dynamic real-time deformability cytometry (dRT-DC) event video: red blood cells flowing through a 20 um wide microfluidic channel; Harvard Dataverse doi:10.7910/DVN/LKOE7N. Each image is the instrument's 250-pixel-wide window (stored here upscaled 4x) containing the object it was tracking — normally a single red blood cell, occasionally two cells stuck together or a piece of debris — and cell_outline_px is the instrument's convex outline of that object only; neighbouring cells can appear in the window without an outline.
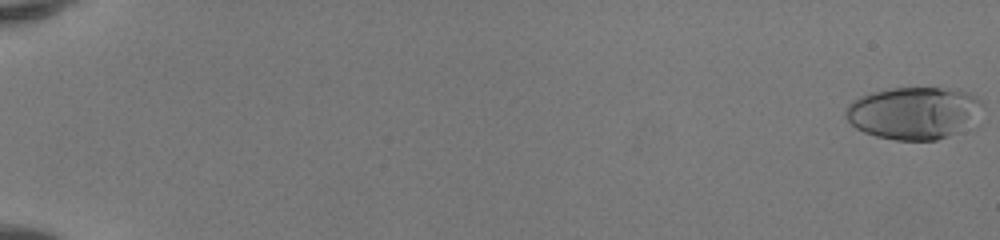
{"species": "human", "species_latin": "Homo sapiens", "temperature_condition": "room temperature", "stored_images_in_passage": 52, "camera_frame_rate_fps": 3000, "um_per_image_px": 0.085, "donor": {"sex": "female"}, "frame": {"image": 1, "passage_image": 1, "time_ms": 0.0, "image_size_px": [1000, 240], "cell_outline_px": [[984, 104], [948, 136], [936, 140], [896, 140], [876, 136], [864, 132], [856, 128], [848, 120], [844, 112], [848, 104], [852, 100], [860, 96], [872, 92], [892, 88], [956, 88], [968, 92], [976, 96]], "centroid_in_image_um": [77.54, 9.56], "position_along_channel_um": 7.5, "area_um2": 40.63}}
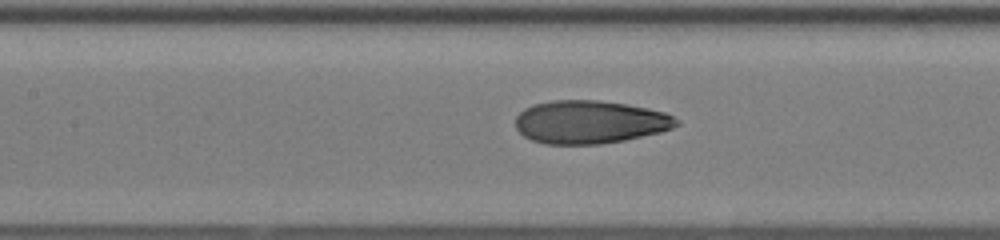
{"frame": {"image": 2, "passage_image": 27, "time_ms": 8.667, "image_size_px": [1000, 240], "cell_outline_px": [[680, 124], [672, 128], [660, 132], [624, 140], [600, 144], [544, 144], [532, 140], [524, 136], [516, 128], [516, 116], [524, 108], [532, 104], [552, 100], [600, 100], [624, 104], [664, 112], [680, 120]], "centroid_in_image_um": [50.11, 10.37], "position_along_channel_um": 157.3, "area_um2": 40.4}}
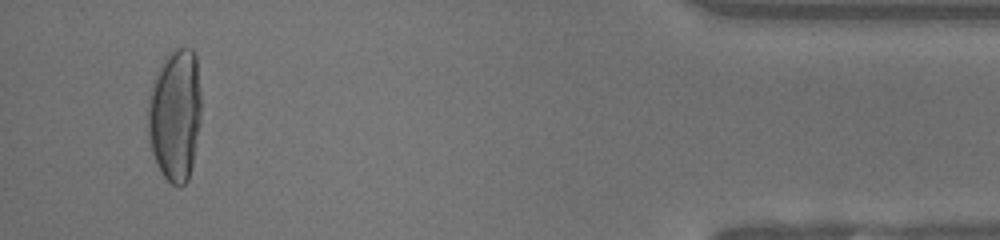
{"frame": {"image": 3, "passage_image": 50, "time_ms": 16.333, "image_size_px": [1000, 240], "cell_outline_px": [[200, 124], [192, 164], [188, 180], [180, 188], [172, 184], [160, 172], [156, 164], [148, 140], [148, 96], [152, 80], [164, 56], [172, 48], [192, 48], [196, 52], [200, 88]], "centroid_in_image_um": [14.87, 9.72], "position_along_channel_um": 420.3, "area_um2": 41.91}, "authors_computed_cell_mechanics": {"area_um2": 39.5352, "velocity_mm_per_s": 4.1779, "shape_relaxation_time_tau1_ms": 7.8953, "shape_relaxation_time_tau2_ms": null, "deformation_change_tau1": 0.3707, "deformation_change_tau2": null}}